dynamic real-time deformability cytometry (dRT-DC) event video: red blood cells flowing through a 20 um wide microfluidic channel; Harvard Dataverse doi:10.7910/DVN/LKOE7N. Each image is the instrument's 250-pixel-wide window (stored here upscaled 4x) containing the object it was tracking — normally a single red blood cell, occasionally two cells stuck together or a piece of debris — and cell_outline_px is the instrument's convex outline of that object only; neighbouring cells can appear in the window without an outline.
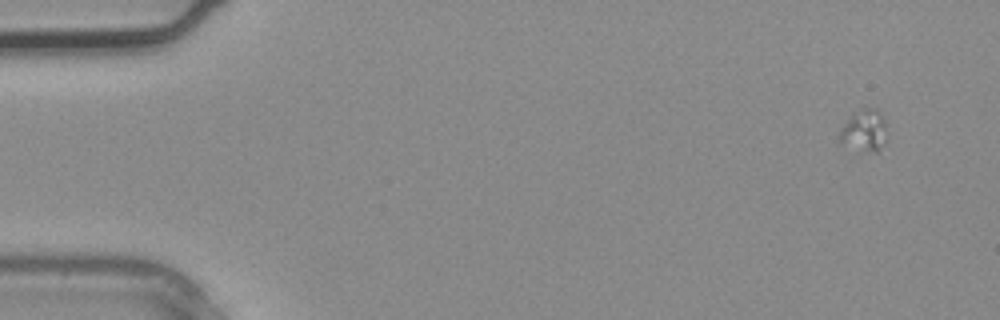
{"species": "common noctule bat (a hibernating species)", "species_latin": "Nyctalus noctula", "temperature_condition": "warm", "stored_images_in_passage": 4, "camera_frame_rate_fps": 3000, "um_per_image_px": 0.085, "animal": {"sex": "male", "body_mass_g": 20.4}, "frame": {"image": 1, "passage_image": 1, "time_ms": 0.0, "image_size_px": [1000, 320], "cell_outline_px": [[884, 144], [880, 152], [860, 152], [840, 140], [836, 136], [848, 116], [864, 108], [876, 108], [880, 112], [884, 120]], "centroid_in_image_um": [73.43, 11.12], "position_along_channel_um": 11.6, "area_um2": 11.56}}